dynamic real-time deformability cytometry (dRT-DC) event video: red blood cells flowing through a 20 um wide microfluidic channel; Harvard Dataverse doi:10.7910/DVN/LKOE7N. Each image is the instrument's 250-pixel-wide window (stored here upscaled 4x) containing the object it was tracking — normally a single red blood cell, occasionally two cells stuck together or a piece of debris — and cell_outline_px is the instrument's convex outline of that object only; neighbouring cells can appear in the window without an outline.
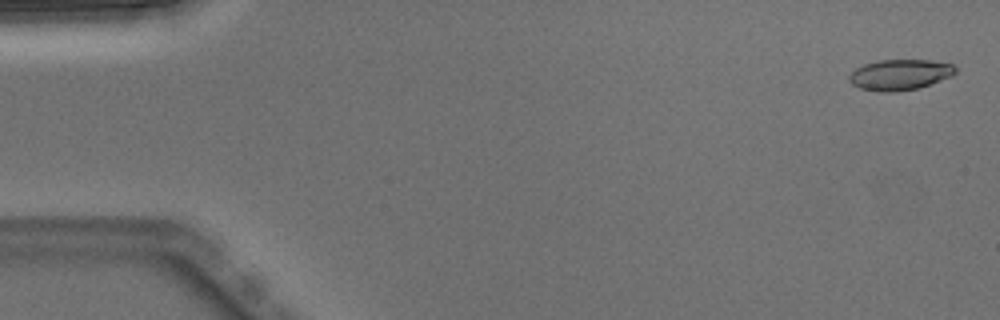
{"species": "Egyptian fruit bat (a non-hibernating species)", "species_latin": "Rousettus aegyptiacus", "temperature_condition": "warm", "stored_images_in_passage": 5, "camera_frame_rate_fps": 3000, "um_per_image_px": 0.085, "animal": {"sex": "male"}, "frame": {"image": 1, "passage_image": 1, "time_ms": 0.0, "image_size_px": [1000, 320], "cell_outline_px": [[956, 72], [952, 76], [920, 88], [892, 92], [876, 92], [860, 88], [852, 84], [848, 80], [848, 76], [856, 68], [864, 64], [880, 60], [932, 60], [952, 64], [956, 68]], "centroid_in_image_um": [76.49, 6.36], "position_along_channel_um": 8.5, "area_um2": 19.13}}
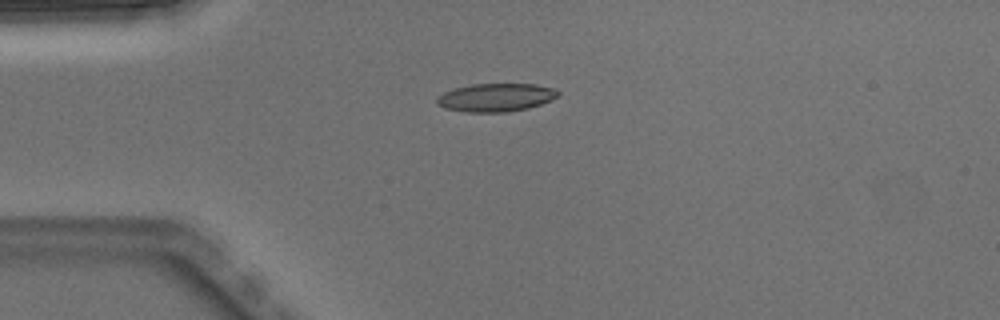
{"frame": {"image": 2, "passage_image": 4, "time_ms": 1.0, "image_size_px": [1000, 320], "cell_outline_px": [[560, 96], [552, 100], [528, 108], [508, 112], [468, 112], [444, 108], [436, 104], [436, 96], [452, 88], [472, 84], [536, 84], [552, 88], [560, 92]], "centroid_in_image_um": [42.13, 8.28], "position_along_channel_um": 42.9, "area_um2": 20.11}}
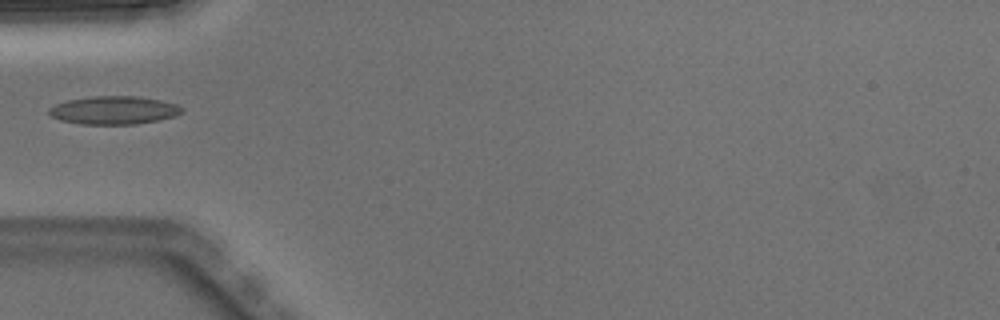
{"frame": {"image": 3, "passage_image": 5, "time_ms": 1.333, "image_size_px": [1000, 320], "cell_outline_px": [[184, 112], [176, 116], [160, 120], [136, 124], [80, 124], [60, 120], [52, 116], [48, 112], [48, 108], [56, 104], [68, 100], [92, 96], [140, 96], [160, 100], [176, 104], [184, 108]], "centroid_in_image_um": [9.72, 9.37], "position_along_channel_um": 75.3, "area_um2": 21.96}}